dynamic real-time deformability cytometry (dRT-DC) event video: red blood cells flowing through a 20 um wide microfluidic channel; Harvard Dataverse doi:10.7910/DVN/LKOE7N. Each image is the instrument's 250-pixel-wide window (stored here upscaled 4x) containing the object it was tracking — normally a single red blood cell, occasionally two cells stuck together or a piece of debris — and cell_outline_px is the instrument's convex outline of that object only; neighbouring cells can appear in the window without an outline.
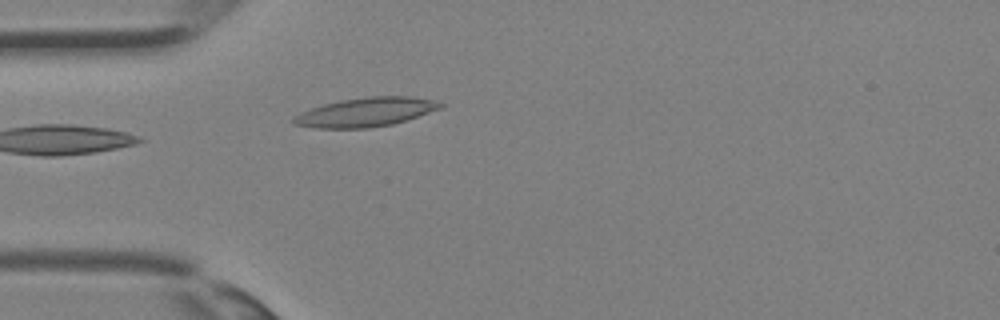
{"species": "Egyptian fruit bat (a non-hibernating species)", "species_latin": "Rousettus aegyptiacus", "temperature_condition": "room temperature", "stored_images_in_passage": 17, "camera_frame_rate_fps": 3000, "um_per_image_px": 0.085, "animal": {"sex": "female"}, "frame": {"image": 1, "passage_image": 1, "time_ms": 0.0, "image_size_px": [1000, 320], "cell_outline_px": [[444, 104], [440, 108], [392, 124], [368, 128], [316, 128], [296, 124], [292, 120], [292, 116], [300, 112], [324, 104], [340, 100], [368, 96], [412, 96], [432, 100]], "centroid_in_image_um": [31.04, 9.52], "position_along_channel_um": 54.0, "area_um2": 24.51}}